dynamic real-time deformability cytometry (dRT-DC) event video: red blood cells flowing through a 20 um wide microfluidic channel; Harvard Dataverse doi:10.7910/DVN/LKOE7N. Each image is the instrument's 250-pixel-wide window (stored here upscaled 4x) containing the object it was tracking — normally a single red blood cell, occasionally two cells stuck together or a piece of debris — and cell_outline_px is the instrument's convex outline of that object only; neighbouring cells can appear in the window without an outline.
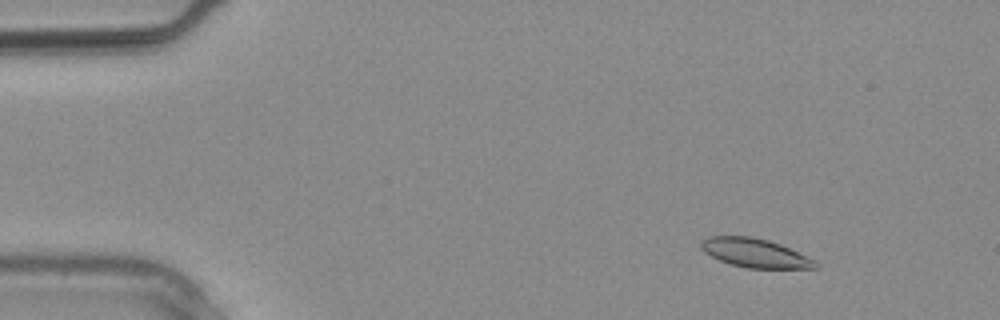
{"species": "common noctule bat (a hibernating species)", "species_latin": "Nyctalus noctula", "temperature_condition": "warm", "stored_images_in_passage": 8, "camera_frame_rate_fps": 3000, "um_per_image_px": 0.085, "animal": {"sex": "male", "body_mass_g": 20.4}, "frame": {"image": 1, "passage_image": 3, "time_ms": 0.667, "image_size_px": [1000, 320], "cell_outline_px": [[820, 268], [748, 268], [728, 264], [704, 252], [700, 248], [700, 240], [708, 236], [748, 236], [768, 240], [780, 244], [816, 260], [820, 264]], "centroid_in_image_um": [64.17, 21.51], "position_along_channel_um": 20.8, "area_um2": 19.36}}